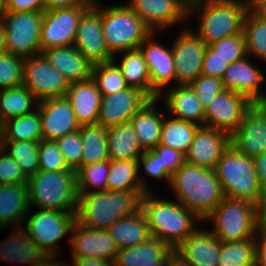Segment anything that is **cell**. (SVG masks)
I'll list each match as a JSON object with an SVG mask.
<instances>
[{
    "mask_svg": "<svg viewBox=\"0 0 266 266\" xmlns=\"http://www.w3.org/2000/svg\"><path fill=\"white\" fill-rule=\"evenodd\" d=\"M91 78L102 96L114 94L129 87L120 68L113 60L94 64Z\"/></svg>",
    "mask_w": 266,
    "mask_h": 266,
    "instance_id": "43",
    "label": "cell"
},
{
    "mask_svg": "<svg viewBox=\"0 0 266 266\" xmlns=\"http://www.w3.org/2000/svg\"><path fill=\"white\" fill-rule=\"evenodd\" d=\"M189 0H127L126 4L152 32L171 30L188 22Z\"/></svg>",
    "mask_w": 266,
    "mask_h": 266,
    "instance_id": "14",
    "label": "cell"
},
{
    "mask_svg": "<svg viewBox=\"0 0 266 266\" xmlns=\"http://www.w3.org/2000/svg\"><path fill=\"white\" fill-rule=\"evenodd\" d=\"M250 100L231 90H223L205 109L204 126L225 131L230 135L240 125Z\"/></svg>",
    "mask_w": 266,
    "mask_h": 266,
    "instance_id": "18",
    "label": "cell"
},
{
    "mask_svg": "<svg viewBox=\"0 0 266 266\" xmlns=\"http://www.w3.org/2000/svg\"><path fill=\"white\" fill-rule=\"evenodd\" d=\"M255 170L261 185L260 199H266V152L253 158Z\"/></svg>",
    "mask_w": 266,
    "mask_h": 266,
    "instance_id": "56",
    "label": "cell"
},
{
    "mask_svg": "<svg viewBox=\"0 0 266 266\" xmlns=\"http://www.w3.org/2000/svg\"><path fill=\"white\" fill-rule=\"evenodd\" d=\"M256 238L221 242L217 266H256Z\"/></svg>",
    "mask_w": 266,
    "mask_h": 266,
    "instance_id": "41",
    "label": "cell"
},
{
    "mask_svg": "<svg viewBox=\"0 0 266 266\" xmlns=\"http://www.w3.org/2000/svg\"><path fill=\"white\" fill-rule=\"evenodd\" d=\"M230 145L252 158L266 152V98L250 102L240 125L230 135Z\"/></svg>",
    "mask_w": 266,
    "mask_h": 266,
    "instance_id": "11",
    "label": "cell"
},
{
    "mask_svg": "<svg viewBox=\"0 0 266 266\" xmlns=\"http://www.w3.org/2000/svg\"><path fill=\"white\" fill-rule=\"evenodd\" d=\"M171 250L165 242L151 236L144 243L118 250L115 266H142L145 262H157Z\"/></svg>",
    "mask_w": 266,
    "mask_h": 266,
    "instance_id": "35",
    "label": "cell"
},
{
    "mask_svg": "<svg viewBox=\"0 0 266 266\" xmlns=\"http://www.w3.org/2000/svg\"><path fill=\"white\" fill-rule=\"evenodd\" d=\"M73 46L91 63L111 61L114 57L107 48L102 31V5L98 0L82 14Z\"/></svg>",
    "mask_w": 266,
    "mask_h": 266,
    "instance_id": "12",
    "label": "cell"
},
{
    "mask_svg": "<svg viewBox=\"0 0 266 266\" xmlns=\"http://www.w3.org/2000/svg\"><path fill=\"white\" fill-rule=\"evenodd\" d=\"M150 100L143 91L133 87L103 95L97 123L105 128L128 123L134 114Z\"/></svg>",
    "mask_w": 266,
    "mask_h": 266,
    "instance_id": "19",
    "label": "cell"
},
{
    "mask_svg": "<svg viewBox=\"0 0 266 266\" xmlns=\"http://www.w3.org/2000/svg\"><path fill=\"white\" fill-rule=\"evenodd\" d=\"M107 232L118 250L144 243L152 235L141 207L111 225Z\"/></svg>",
    "mask_w": 266,
    "mask_h": 266,
    "instance_id": "31",
    "label": "cell"
},
{
    "mask_svg": "<svg viewBox=\"0 0 266 266\" xmlns=\"http://www.w3.org/2000/svg\"><path fill=\"white\" fill-rule=\"evenodd\" d=\"M197 228L175 249V255L187 266H217L221 241L204 227Z\"/></svg>",
    "mask_w": 266,
    "mask_h": 266,
    "instance_id": "23",
    "label": "cell"
},
{
    "mask_svg": "<svg viewBox=\"0 0 266 266\" xmlns=\"http://www.w3.org/2000/svg\"><path fill=\"white\" fill-rule=\"evenodd\" d=\"M144 193L146 191L78 192L76 220L90 229L107 230L137 211Z\"/></svg>",
    "mask_w": 266,
    "mask_h": 266,
    "instance_id": "4",
    "label": "cell"
},
{
    "mask_svg": "<svg viewBox=\"0 0 266 266\" xmlns=\"http://www.w3.org/2000/svg\"><path fill=\"white\" fill-rule=\"evenodd\" d=\"M30 208L77 212L76 171L38 170L28 178Z\"/></svg>",
    "mask_w": 266,
    "mask_h": 266,
    "instance_id": "5",
    "label": "cell"
},
{
    "mask_svg": "<svg viewBox=\"0 0 266 266\" xmlns=\"http://www.w3.org/2000/svg\"><path fill=\"white\" fill-rule=\"evenodd\" d=\"M157 99L163 102L169 116L200 126L204 125L205 109L190 85L167 87L158 95Z\"/></svg>",
    "mask_w": 266,
    "mask_h": 266,
    "instance_id": "25",
    "label": "cell"
},
{
    "mask_svg": "<svg viewBox=\"0 0 266 266\" xmlns=\"http://www.w3.org/2000/svg\"><path fill=\"white\" fill-rule=\"evenodd\" d=\"M102 31L110 53L137 49L152 33L143 20L126 4L102 5Z\"/></svg>",
    "mask_w": 266,
    "mask_h": 266,
    "instance_id": "8",
    "label": "cell"
},
{
    "mask_svg": "<svg viewBox=\"0 0 266 266\" xmlns=\"http://www.w3.org/2000/svg\"><path fill=\"white\" fill-rule=\"evenodd\" d=\"M157 34L158 32H152L138 47L149 70L151 99H157L165 88L175 84L172 45L168 47L162 42L160 43L158 38H155Z\"/></svg>",
    "mask_w": 266,
    "mask_h": 266,
    "instance_id": "17",
    "label": "cell"
},
{
    "mask_svg": "<svg viewBox=\"0 0 266 266\" xmlns=\"http://www.w3.org/2000/svg\"><path fill=\"white\" fill-rule=\"evenodd\" d=\"M243 34L247 54L251 59L255 57L256 60L266 62V22L249 11L244 21Z\"/></svg>",
    "mask_w": 266,
    "mask_h": 266,
    "instance_id": "42",
    "label": "cell"
},
{
    "mask_svg": "<svg viewBox=\"0 0 266 266\" xmlns=\"http://www.w3.org/2000/svg\"><path fill=\"white\" fill-rule=\"evenodd\" d=\"M7 53L5 45V29L4 25L0 21V54Z\"/></svg>",
    "mask_w": 266,
    "mask_h": 266,
    "instance_id": "63",
    "label": "cell"
},
{
    "mask_svg": "<svg viewBox=\"0 0 266 266\" xmlns=\"http://www.w3.org/2000/svg\"><path fill=\"white\" fill-rule=\"evenodd\" d=\"M0 148L28 178L39 170V141H0Z\"/></svg>",
    "mask_w": 266,
    "mask_h": 266,
    "instance_id": "40",
    "label": "cell"
},
{
    "mask_svg": "<svg viewBox=\"0 0 266 266\" xmlns=\"http://www.w3.org/2000/svg\"><path fill=\"white\" fill-rule=\"evenodd\" d=\"M30 210L28 184H0V231L23 226Z\"/></svg>",
    "mask_w": 266,
    "mask_h": 266,
    "instance_id": "28",
    "label": "cell"
},
{
    "mask_svg": "<svg viewBox=\"0 0 266 266\" xmlns=\"http://www.w3.org/2000/svg\"><path fill=\"white\" fill-rule=\"evenodd\" d=\"M145 191L137 173L136 159H110L107 191Z\"/></svg>",
    "mask_w": 266,
    "mask_h": 266,
    "instance_id": "39",
    "label": "cell"
},
{
    "mask_svg": "<svg viewBox=\"0 0 266 266\" xmlns=\"http://www.w3.org/2000/svg\"><path fill=\"white\" fill-rule=\"evenodd\" d=\"M12 230L8 238L0 243V260L35 266L48 257L22 226L14 227Z\"/></svg>",
    "mask_w": 266,
    "mask_h": 266,
    "instance_id": "29",
    "label": "cell"
},
{
    "mask_svg": "<svg viewBox=\"0 0 266 266\" xmlns=\"http://www.w3.org/2000/svg\"><path fill=\"white\" fill-rule=\"evenodd\" d=\"M5 11H44L43 0H5Z\"/></svg>",
    "mask_w": 266,
    "mask_h": 266,
    "instance_id": "54",
    "label": "cell"
},
{
    "mask_svg": "<svg viewBox=\"0 0 266 266\" xmlns=\"http://www.w3.org/2000/svg\"><path fill=\"white\" fill-rule=\"evenodd\" d=\"M152 150L160 157L161 162L165 165V170L170 176L186 162L185 154L174 148L158 144Z\"/></svg>",
    "mask_w": 266,
    "mask_h": 266,
    "instance_id": "53",
    "label": "cell"
},
{
    "mask_svg": "<svg viewBox=\"0 0 266 266\" xmlns=\"http://www.w3.org/2000/svg\"><path fill=\"white\" fill-rule=\"evenodd\" d=\"M94 0H43L44 11L57 8L90 7Z\"/></svg>",
    "mask_w": 266,
    "mask_h": 266,
    "instance_id": "55",
    "label": "cell"
},
{
    "mask_svg": "<svg viewBox=\"0 0 266 266\" xmlns=\"http://www.w3.org/2000/svg\"><path fill=\"white\" fill-rule=\"evenodd\" d=\"M5 13V0H0V21Z\"/></svg>",
    "mask_w": 266,
    "mask_h": 266,
    "instance_id": "65",
    "label": "cell"
},
{
    "mask_svg": "<svg viewBox=\"0 0 266 266\" xmlns=\"http://www.w3.org/2000/svg\"><path fill=\"white\" fill-rule=\"evenodd\" d=\"M23 85L38 101L64 97L69 81L42 54L25 58Z\"/></svg>",
    "mask_w": 266,
    "mask_h": 266,
    "instance_id": "13",
    "label": "cell"
},
{
    "mask_svg": "<svg viewBox=\"0 0 266 266\" xmlns=\"http://www.w3.org/2000/svg\"><path fill=\"white\" fill-rule=\"evenodd\" d=\"M258 228L260 231H266V199H260L257 206Z\"/></svg>",
    "mask_w": 266,
    "mask_h": 266,
    "instance_id": "60",
    "label": "cell"
},
{
    "mask_svg": "<svg viewBox=\"0 0 266 266\" xmlns=\"http://www.w3.org/2000/svg\"><path fill=\"white\" fill-rule=\"evenodd\" d=\"M255 64L249 55L230 63L222 77L224 89L242 94L250 101L265 99L266 90L262 87L266 83V77Z\"/></svg>",
    "mask_w": 266,
    "mask_h": 266,
    "instance_id": "21",
    "label": "cell"
},
{
    "mask_svg": "<svg viewBox=\"0 0 266 266\" xmlns=\"http://www.w3.org/2000/svg\"><path fill=\"white\" fill-rule=\"evenodd\" d=\"M249 11L259 18L266 22V0H248Z\"/></svg>",
    "mask_w": 266,
    "mask_h": 266,
    "instance_id": "59",
    "label": "cell"
},
{
    "mask_svg": "<svg viewBox=\"0 0 266 266\" xmlns=\"http://www.w3.org/2000/svg\"><path fill=\"white\" fill-rule=\"evenodd\" d=\"M175 256V251L172 249L162 260H159L157 262H145L142 266H168L169 262Z\"/></svg>",
    "mask_w": 266,
    "mask_h": 266,
    "instance_id": "62",
    "label": "cell"
},
{
    "mask_svg": "<svg viewBox=\"0 0 266 266\" xmlns=\"http://www.w3.org/2000/svg\"><path fill=\"white\" fill-rule=\"evenodd\" d=\"M190 86L200 99L204 109L210 105V102L215 98L216 95L225 90L221 78L202 74L197 77L190 84Z\"/></svg>",
    "mask_w": 266,
    "mask_h": 266,
    "instance_id": "50",
    "label": "cell"
},
{
    "mask_svg": "<svg viewBox=\"0 0 266 266\" xmlns=\"http://www.w3.org/2000/svg\"><path fill=\"white\" fill-rule=\"evenodd\" d=\"M59 256H48L43 261L39 262L35 266H69V262H59ZM66 263V264H65Z\"/></svg>",
    "mask_w": 266,
    "mask_h": 266,
    "instance_id": "61",
    "label": "cell"
},
{
    "mask_svg": "<svg viewBox=\"0 0 266 266\" xmlns=\"http://www.w3.org/2000/svg\"><path fill=\"white\" fill-rule=\"evenodd\" d=\"M28 177L6 152L0 148V184H27Z\"/></svg>",
    "mask_w": 266,
    "mask_h": 266,
    "instance_id": "51",
    "label": "cell"
},
{
    "mask_svg": "<svg viewBox=\"0 0 266 266\" xmlns=\"http://www.w3.org/2000/svg\"><path fill=\"white\" fill-rule=\"evenodd\" d=\"M67 166L77 171L81 167L83 142L80 129L55 140Z\"/></svg>",
    "mask_w": 266,
    "mask_h": 266,
    "instance_id": "48",
    "label": "cell"
},
{
    "mask_svg": "<svg viewBox=\"0 0 266 266\" xmlns=\"http://www.w3.org/2000/svg\"><path fill=\"white\" fill-rule=\"evenodd\" d=\"M118 55L121 56L117 59ZM120 59L121 61L118 62L117 60ZM112 60L120 68L127 85L143 91L151 99L150 74L140 49L119 52L114 55Z\"/></svg>",
    "mask_w": 266,
    "mask_h": 266,
    "instance_id": "32",
    "label": "cell"
},
{
    "mask_svg": "<svg viewBox=\"0 0 266 266\" xmlns=\"http://www.w3.org/2000/svg\"><path fill=\"white\" fill-rule=\"evenodd\" d=\"M214 170L224 196L248 200L258 206L261 185L252 157L241 154L230 145L217 161Z\"/></svg>",
    "mask_w": 266,
    "mask_h": 266,
    "instance_id": "7",
    "label": "cell"
},
{
    "mask_svg": "<svg viewBox=\"0 0 266 266\" xmlns=\"http://www.w3.org/2000/svg\"><path fill=\"white\" fill-rule=\"evenodd\" d=\"M205 220L212 223L209 230L221 242L256 238L259 231L257 205L244 199L224 196Z\"/></svg>",
    "mask_w": 266,
    "mask_h": 266,
    "instance_id": "6",
    "label": "cell"
},
{
    "mask_svg": "<svg viewBox=\"0 0 266 266\" xmlns=\"http://www.w3.org/2000/svg\"><path fill=\"white\" fill-rule=\"evenodd\" d=\"M228 65L229 63L227 60L218 55L217 51H215L210 45L206 46L203 56L202 75L222 79Z\"/></svg>",
    "mask_w": 266,
    "mask_h": 266,
    "instance_id": "52",
    "label": "cell"
},
{
    "mask_svg": "<svg viewBox=\"0 0 266 266\" xmlns=\"http://www.w3.org/2000/svg\"><path fill=\"white\" fill-rule=\"evenodd\" d=\"M42 19L43 11H6L1 19L6 52L23 58L41 54Z\"/></svg>",
    "mask_w": 266,
    "mask_h": 266,
    "instance_id": "10",
    "label": "cell"
},
{
    "mask_svg": "<svg viewBox=\"0 0 266 266\" xmlns=\"http://www.w3.org/2000/svg\"><path fill=\"white\" fill-rule=\"evenodd\" d=\"M75 221L76 212L38 209L28 212L23 221L25 227L22 228L48 256H61L59 242L67 238L70 245L69 234Z\"/></svg>",
    "mask_w": 266,
    "mask_h": 266,
    "instance_id": "9",
    "label": "cell"
},
{
    "mask_svg": "<svg viewBox=\"0 0 266 266\" xmlns=\"http://www.w3.org/2000/svg\"><path fill=\"white\" fill-rule=\"evenodd\" d=\"M83 142L81 166L110 160L108 154L107 128L96 123L80 127Z\"/></svg>",
    "mask_w": 266,
    "mask_h": 266,
    "instance_id": "38",
    "label": "cell"
},
{
    "mask_svg": "<svg viewBox=\"0 0 266 266\" xmlns=\"http://www.w3.org/2000/svg\"><path fill=\"white\" fill-rule=\"evenodd\" d=\"M89 7L57 8L43 11L40 50L72 46L79 20Z\"/></svg>",
    "mask_w": 266,
    "mask_h": 266,
    "instance_id": "16",
    "label": "cell"
},
{
    "mask_svg": "<svg viewBox=\"0 0 266 266\" xmlns=\"http://www.w3.org/2000/svg\"><path fill=\"white\" fill-rule=\"evenodd\" d=\"M70 235L71 257H89L115 262L118 249L107 230L90 229L76 220Z\"/></svg>",
    "mask_w": 266,
    "mask_h": 266,
    "instance_id": "22",
    "label": "cell"
},
{
    "mask_svg": "<svg viewBox=\"0 0 266 266\" xmlns=\"http://www.w3.org/2000/svg\"><path fill=\"white\" fill-rule=\"evenodd\" d=\"M137 173L141 181V185L146 192H154L151 187L148 186L147 175L151 176V179H158L166 182V187H169L171 182V176L165 170V165L161 162L160 157L153 150H145L142 155L136 159ZM145 172V175L143 171ZM144 175V176H143ZM153 177V178H152ZM147 181V182H146ZM149 187V188H148Z\"/></svg>",
    "mask_w": 266,
    "mask_h": 266,
    "instance_id": "45",
    "label": "cell"
},
{
    "mask_svg": "<svg viewBox=\"0 0 266 266\" xmlns=\"http://www.w3.org/2000/svg\"><path fill=\"white\" fill-rule=\"evenodd\" d=\"M172 42L175 64V85H190L202 74L207 44L188 26Z\"/></svg>",
    "mask_w": 266,
    "mask_h": 266,
    "instance_id": "15",
    "label": "cell"
},
{
    "mask_svg": "<svg viewBox=\"0 0 266 266\" xmlns=\"http://www.w3.org/2000/svg\"><path fill=\"white\" fill-rule=\"evenodd\" d=\"M42 136L56 140L80 129V124L69 100L64 97L48 98L38 102Z\"/></svg>",
    "mask_w": 266,
    "mask_h": 266,
    "instance_id": "20",
    "label": "cell"
},
{
    "mask_svg": "<svg viewBox=\"0 0 266 266\" xmlns=\"http://www.w3.org/2000/svg\"><path fill=\"white\" fill-rule=\"evenodd\" d=\"M39 170H72L67 166L55 140L42 139L39 141Z\"/></svg>",
    "mask_w": 266,
    "mask_h": 266,
    "instance_id": "47",
    "label": "cell"
},
{
    "mask_svg": "<svg viewBox=\"0 0 266 266\" xmlns=\"http://www.w3.org/2000/svg\"><path fill=\"white\" fill-rule=\"evenodd\" d=\"M256 266H266V231L256 235Z\"/></svg>",
    "mask_w": 266,
    "mask_h": 266,
    "instance_id": "57",
    "label": "cell"
},
{
    "mask_svg": "<svg viewBox=\"0 0 266 266\" xmlns=\"http://www.w3.org/2000/svg\"><path fill=\"white\" fill-rule=\"evenodd\" d=\"M209 45L229 64L248 55L243 33L217 40Z\"/></svg>",
    "mask_w": 266,
    "mask_h": 266,
    "instance_id": "49",
    "label": "cell"
},
{
    "mask_svg": "<svg viewBox=\"0 0 266 266\" xmlns=\"http://www.w3.org/2000/svg\"><path fill=\"white\" fill-rule=\"evenodd\" d=\"M158 196L155 191L144 193L140 207L147 218L151 235L174 250L203 221L176 199Z\"/></svg>",
    "mask_w": 266,
    "mask_h": 266,
    "instance_id": "2",
    "label": "cell"
},
{
    "mask_svg": "<svg viewBox=\"0 0 266 266\" xmlns=\"http://www.w3.org/2000/svg\"><path fill=\"white\" fill-rule=\"evenodd\" d=\"M69 266H115V262L105 259L89 258V257H71Z\"/></svg>",
    "mask_w": 266,
    "mask_h": 266,
    "instance_id": "58",
    "label": "cell"
},
{
    "mask_svg": "<svg viewBox=\"0 0 266 266\" xmlns=\"http://www.w3.org/2000/svg\"><path fill=\"white\" fill-rule=\"evenodd\" d=\"M25 58L9 53L0 54V89L23 85Z\"/></svg>",
    "mask_w": 266,
    "mask_h": 266,
    "instance_id": "46",
    "label": "cell"
},
{
    "mask_svg": "<svg viewBox=\"0 0 266 266\" xmlns=\"http://www.w3.org/2000/svg\"><path fill=\"white\" fill-rule=\"evenodd\" d=\"M200 125L164 115L160 143L187 154Z\"/></svg>",
    "mask_w": 266,
    "mask_h": 266,
    "instance_id": "36",
    "label": "cell"
},
{
    "mask_svg": "<svg viewBox=\"0 0 266 266\" xmlns=\"http://www.w3.org/2000/svg\"><path fill=\"white\" fill-rule=\"evenodd\" d=\"M230 146V134L206 126H200L187 152L186 162L215 169L217 161Z\"/></svg>",
    "mask_w": 266,
    "mask_h": 266,
    "instance_id": "24",
    "label": "cell"
},
{
    "mask_svg": "<svg viewBox=\"0 0 266 266\" xmlns=\"http://www.w3.org/2000/svg\"><path fill=\"white\" fill-rule=\"evenodd\" d=\"M248 12V0L188 1V18L198 17L196 27L191 30L207 45L243 33Z\"/></svg>",
    "mask_w": 266,
    "mask_h": 266,
    "instance_id": "3",
    "label": "cell"
},
{
    "mask_svg": "<svg viewBox=\"0 0 266 266\" xmlns=\"http://www.w3.org/2000/svg\"><path fill=\"white\" fill-rule=\"evenodd\" d=\"M168 188L172 190L173 199L203 222L224 198L215 170L188 162L172 174Z\"/></svg>",
    "mask_w": 266,
    "mask_h": 266,
    "instance_id": "1",
    "label": "cell"
},
{
    "mask_svg": "<svg viewBox=\"0 0 266 266\" xmlns=\"http://www.w3.org/2000/svg\"><path fill=\"white\" fill-rule=\"evenodd\" d=\"M43 139L38 109L0 124V141H40Z\"/></svg>",
    "mask_w": 266,
    "mask_h": 266,
    "instance_id": "34",
    "label": "cell"
},
{
    "mask_svg": "<svg viewBox=\"0 0 266 266\" xmlns=\"http://www.w3.org/2000/svg\"><path fill=\"white\" fill-rule=\"evenodd\" d=\"M157 103L160 104L161 101L151 99L130 120L144 150H152L160 143L162 122L166 111L163 110L164 106L160 104L158 107Z\"/></svg>",
    "mask_w": 266,
    "mask_h": 266,
    "instance_id": "30",
    "label": "cell"
},
{
    "mask_svg": "<svg viewBox=\"0 0 266 266\" xmlns=\"http://www.w3.org/2000/svg\"><path fill=\"white\" fill-rule=\"evenodd\" d=\"M38 100L24 86L0 89V124L37 109Z\"/></svg>",
    "mask_w": 266,
    "mask_h": 266,
    "instance_id": "37",
    "label": "cell"
},
{
    "mask_svg": "<svg viewBox=\"0 0 266 266\" xmlns=\"http://www.w3.org/2000/svg\"><path fill=\"white\" fill-rule=\"evenodd\" d=\"M168 266H187L184 264L178 257H174L170 262Z\"/></svg>",
    "mask_w": 266,
    "mask_h": 266,
    "instance_id": "64",
    "label": "cell"
},
{
    "mask_svg": "<svg viewBox=\"0 0 266 266\" xmlns=\"http://www.w3.org/2000/svg\"><path fill=\"white\" fill-rule=\"evenodd\" d=\"M109 170L110 160H103L87 166H81L76 171L77 191H107V176Z\"/></svg>",
    "mask_w": 266,
    "mask_h": 266,
    "instance_id": "44",
    "label": "cell"
},
{
    "mask_svg": "<svg viewBox=\"0 0 266 266\" xmlns=\"http://www.w3.org/2000/svg\"><path fill=\"white\" fill-rule=\"evenodd\" d=\"M65 97L80 126L97 123L102 95L92 78L70 83Z\"/></svg>",
    "mask_w": 266,
    "mask_h": 266,
    "instance_id": "26",
    "label": "cell"
},
{
    "mask_svg": "<svg viewBox=\"0 0 266 266\" xmlns=\"http://www.w3.org/2000/svg\"><path fill=\"white\" fill-rule=\"evenodd\" d=\"M41 54L69 83L88 80L92 77L94 64L73 45L50 48L41 51Z\"/></svg>",
    "mask_w": 266,
    "mask_h": 266,
    "instance_id": "27",
    "label": "cell"
},
{
    "mask_svg": "<svg viewBox=\"0 0 266 266\" xmlns=\"http://www.w3.org/2000/svg\"><path fill=\"white\" fill-rule=\"evenodd\" d=\"M108 154L113 160H132L145 151L130 122L107 128Z\"/></svg>",
    "mask_w": 266,
    "mask_h": 266,
    "instance_id": "33",
    "label": "cell"
}]
</instances>
